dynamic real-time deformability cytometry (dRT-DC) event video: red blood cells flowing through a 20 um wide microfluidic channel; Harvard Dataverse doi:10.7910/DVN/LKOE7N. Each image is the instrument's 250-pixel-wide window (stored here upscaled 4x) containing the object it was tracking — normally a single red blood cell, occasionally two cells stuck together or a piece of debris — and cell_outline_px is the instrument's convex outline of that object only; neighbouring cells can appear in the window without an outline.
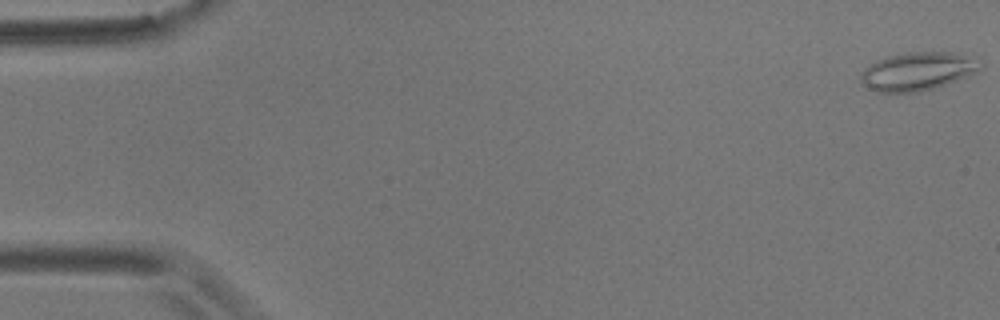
{"species": "common noctule bat (a hibernating species)", "species_latin": "Nyctalus noctula", "temperature_condition": "room temperature", "stored_images_in_passage": 56, "camera_frame_rate_fps": 3000, "um_per_image_px": 0.085, "animal": {"sex": "male", "body_mass_g": 17.9}, "frame": {"image": 1, "passage_image": 1, "time_ms": 0.0, "image_size_px": [1000, 320], "cell_outline_px": [[984, 68], [968, 76], [932, 88], [916, 92], [876, 92], [868, 88], [860, 80], [860, 72], [864, 68], [884, 56], [908, 52], [956, 52], [984, 60]], "centroid_in_image_um": [78.04, 6.04], "position_along_channel_um": 7.0, "area_um2": 26.99}}
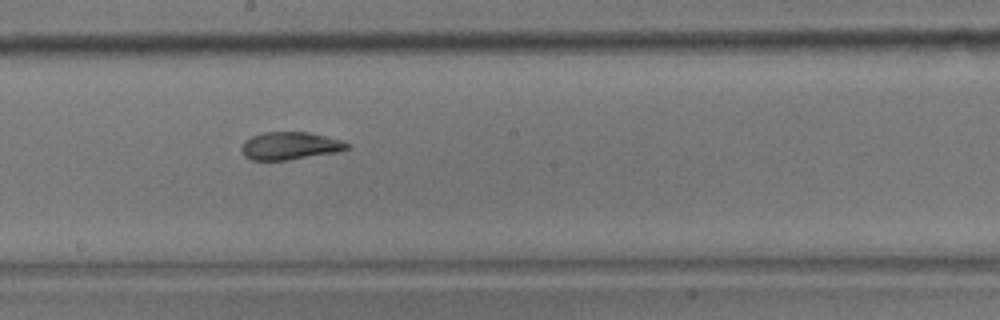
{"frame": {"image": 2, "passage_image": 31, "time_ms": 10.0, "image_size_px": [1000, 320], "cell_outline_px": [[352, 144], [348, 148], [340, 152], [288, 160], [252, 160], [244, 156], [240, 148], [244, 140], [252, 136], [264, 132], [308, 132], [340, 140]], "centroid_in_image_um": [24.65, 12.4], "position_along_channel_um": 223.6, "area_um2": 17.17}}
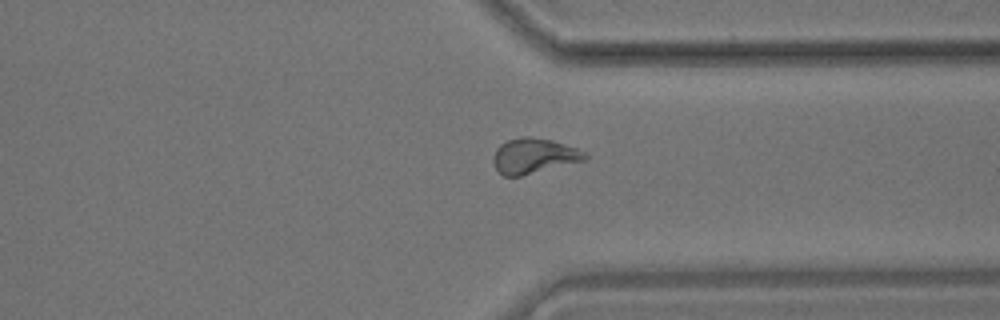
{"frame": {"image": 3, "passage_image": 43, "time_ms": 14.0, "image_size_px": [1000, 320], "cell_outline_px": [[588, 160], [520, 176], [504, 176], [496, 168], [492, 160], [496, 148], [500, 144], [508, 140], [524, 136], [528, 136], [552, 140], [576, 148], [584, 152], [588, 156]], "centroid_in_image_um": [45.39, 13.25], "position_along_channel_um": 366.0, "area_um2": 18.79}, "authors_computed_cell_mechanics": {"area_um2": 18.8428, "velocity_mm_per_s": 3.5754, "shape_relaxation_time_tau1_ms": null, "shape_relaxation_time_tau2_ms": 1.7684, "deformation_change_tau1": null, "deformation_change_tau2": 0.0935}}